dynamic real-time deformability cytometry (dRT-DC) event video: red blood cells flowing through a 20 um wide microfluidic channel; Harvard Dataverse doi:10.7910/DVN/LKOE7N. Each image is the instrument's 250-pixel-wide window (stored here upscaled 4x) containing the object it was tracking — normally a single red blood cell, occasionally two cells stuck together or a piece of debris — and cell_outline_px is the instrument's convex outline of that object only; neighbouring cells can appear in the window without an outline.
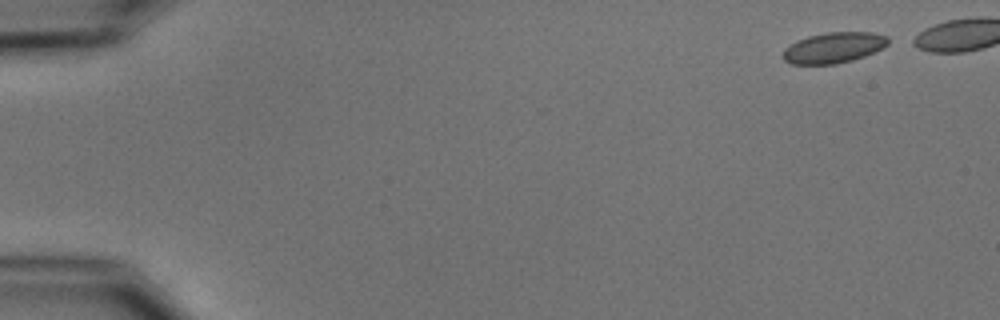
{"species": "common noctule bat (a hibernating species)", "species_latin": "Nyctalus noctula", "temperature_condition": "cold", "stored_images_in_passage": 43, "camera_frame_rate_fps": 3000, "um_per_image_px": 0.085, "animal": {"sex": "male", "body_mass_g": 15.6}, "frame": {"image": 1, "passage_image": 1, "time_ms": 0.0, "image_size_px": [1000, 320], "cell_outline_px": [[888, 44], [884, 48], [864, 56], [852, 60], [836, 64], [792, 64], [784, 60], [784, 48], [796, 40], [808, 36], [828, 32], [872, 32], [888, 36]], "centroid_in_image_um": [70.88, 4.04], "position_along_channel_um": 14.1, "area_um2": 18.84}}
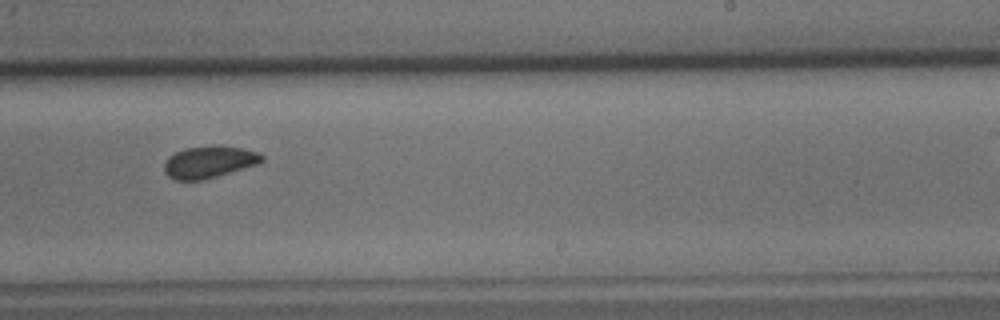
{"frame": {"image": 2, "passage_image": 32, "time_ms": 10.333, "image_size_px": [1000, 320], "cell_outline_px": [[264, 160], [256, 164], [204, 180], [176, 180], [168, 176], [164, 172], [164, 164], [168, 156], [184, 148], [212, 144], [220, 144], [240, 148], [256, 152], [264, 156]], "centroid_in_image_um": [17.73, 13.75], "position_along_channel_um": 271.3, "area_um2": 18.32}}
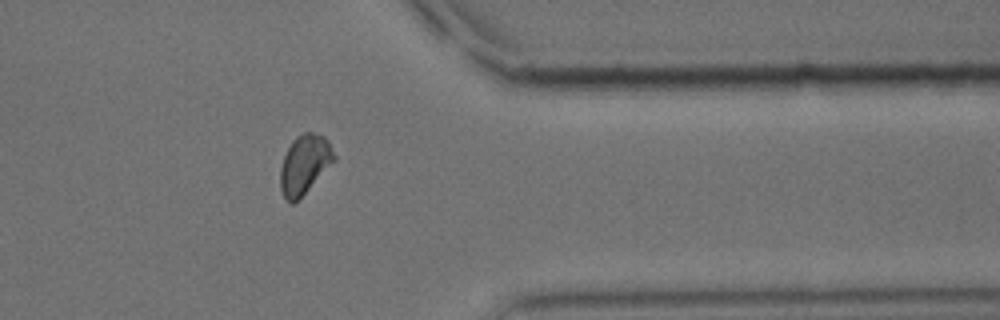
{"frame": {"image": 3, "passage_image": 42, "time_ms": 13.667, "image_size_px": [1000, 320], "cell_outline_px": [[336, 160], [292, 204], [284, 196], [280, 188], [280, 168], [284, 156], [292, 140], [296, 136], [304, 132], [312, 132], [324, 136], [328, 140], [336, 156]], "centroid_in_image_um": [25.89, 13.92], "position_along_channel_um": 385.5, "area_um2": 18.21}}